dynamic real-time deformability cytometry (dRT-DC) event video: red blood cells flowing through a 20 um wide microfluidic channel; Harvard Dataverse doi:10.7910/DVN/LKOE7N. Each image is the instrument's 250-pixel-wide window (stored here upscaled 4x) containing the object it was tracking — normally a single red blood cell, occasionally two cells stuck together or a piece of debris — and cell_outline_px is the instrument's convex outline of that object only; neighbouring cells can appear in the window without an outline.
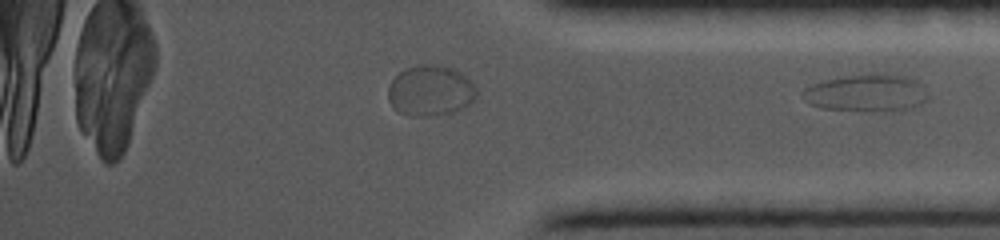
{"species": "common noctule bat (a hibernating species)", "species_latin": "Nyctalus noctula", "temperature_condition": "cold", "stored_images_in_passage": 22, "camera_frame_rate_fps": 5000, "um_per_image_px": 0.085, "animal": {"sex": "female", "body_mass_g": 19.0, "forearm_length_mm": 56.7}, "frame": {"image": 1, "passage_image": 22, "time_ms": 8.6, "image_size_px": [1000, 240], "cell_outline_px": [[928, 96], [920, 104], [912, 108], [820, 108], [808, 104], [800, 92], [804, 88], [812, 84], [824, 80], [844, 76], [904, 76], [920, 84]], "centroid_in_image_um": [73.54, 7.88], "position_along_channel_um": 361.7, "area_um2": 25.2}}